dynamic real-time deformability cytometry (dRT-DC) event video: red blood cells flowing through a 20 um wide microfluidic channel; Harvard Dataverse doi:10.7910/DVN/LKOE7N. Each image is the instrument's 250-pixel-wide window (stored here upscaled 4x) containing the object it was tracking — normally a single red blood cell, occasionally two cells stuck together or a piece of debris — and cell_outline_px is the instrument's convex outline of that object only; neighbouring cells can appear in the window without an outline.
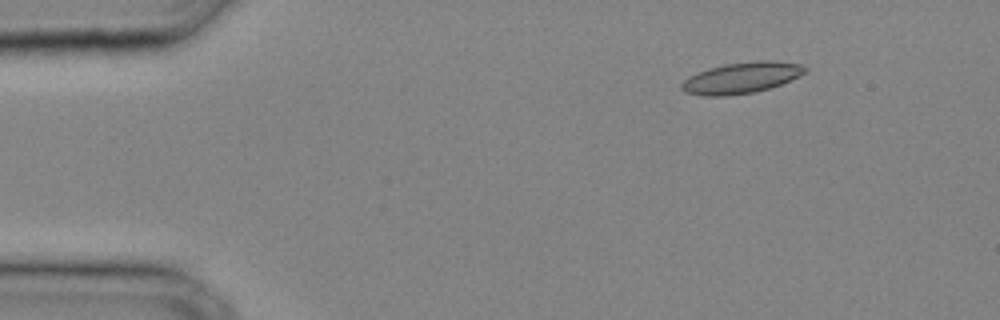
{"species": "common noctule bat (a hibernating species)", "species_latin": "Nyctalus noctula", "temperature_condition": "cold", "stored_images_in_passage": 11, "camera_frame_rate_fps": 3000, "um_per_image_px": 0.085, "animal": {"sex": "male", "body_mass_g": 20.4}, "frame": {"image": 1, "passage_image": 5, "time_ms": 1.333, "image_size_px": [1000, 320], "cell_outline_px": [[808, 68], [804, 72], [780, 84], [756, 92], [728, 96], [704, 96], [684, 92], [680, 88], [680, 84], [688, 76], [708, 68], [724, 64], [756, 60], [776, 60], [800, 64]], "centroid_in_image_um": [62.96, 6.61], "position_along_channel_um": 22.0, "area_um2": 22.43}}